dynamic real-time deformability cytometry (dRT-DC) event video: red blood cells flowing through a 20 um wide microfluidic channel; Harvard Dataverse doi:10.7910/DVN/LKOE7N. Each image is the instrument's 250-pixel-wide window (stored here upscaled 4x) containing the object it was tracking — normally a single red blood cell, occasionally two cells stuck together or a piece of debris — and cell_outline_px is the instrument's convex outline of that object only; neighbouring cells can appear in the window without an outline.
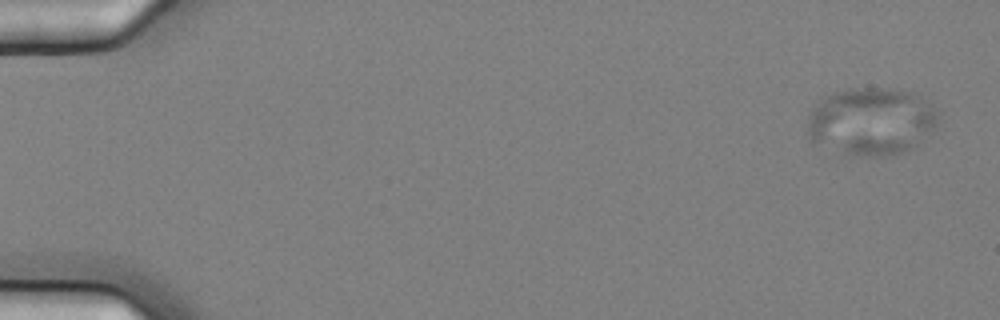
{"species": "common noctule bat (a hibernating species)", "species_latin": "Nyctalus noctula", "temperature_condition": "cold", "stored_images_in_passage": 4, "camera_frame_rate_fps": 3000, "um_per_image_px": 0.085, "animal": {"sex": "female", "body_mass_g": 25.1}, "frame": {"image": 1, "passage_image": 1, "time_ms": 0.0, "image_size_px": [1000, 320], "cell_outline_px": [[940, 112], [936, 124], [912, 148], [900, 152], [884, 156], [844, 156], [812, 144], [808, 140], [808, 116], [812, 108], [820, 100], [832, 92], [848, 88], [876, 88], [912, 92], [920, 96]], "centroid_in_image_um": [73.97, 10.34], "position_along_channel_um": 11.0, "area_um2": 52.02}}